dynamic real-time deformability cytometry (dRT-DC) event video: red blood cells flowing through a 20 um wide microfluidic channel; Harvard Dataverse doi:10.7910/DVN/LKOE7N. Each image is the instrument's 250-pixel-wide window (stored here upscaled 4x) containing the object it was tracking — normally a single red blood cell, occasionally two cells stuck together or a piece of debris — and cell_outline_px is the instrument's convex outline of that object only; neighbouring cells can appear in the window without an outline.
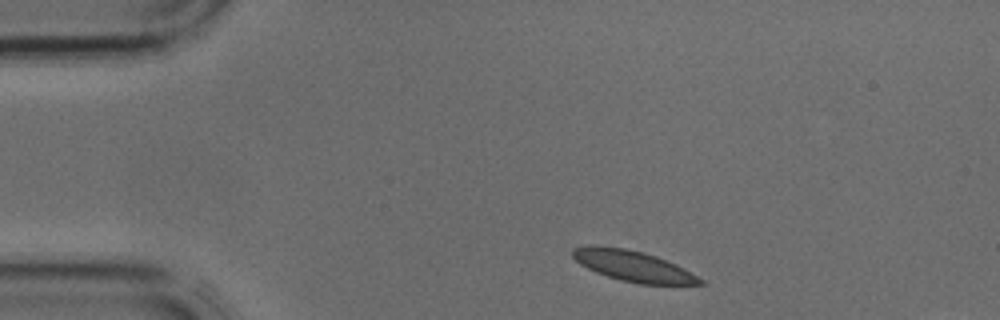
{"species": "common noctule bat (a hibernating species)", "species_latin": "Nyctalus noctula", "temperature_condition": "cold", "stored_images_in_passage": 2, "camera_frame_rate_fps": 3000, "um_per_image_px": 0.085, "animal": {"sex": "male", "body_mass_g": 17.9, "forearm_length_mm": 54.2}, "frame": {"image": 1, "passage_image": 1, "time_ms": 0.0, "image_size_px": [1000, 320], "cell_outline_px": [[708, 284], [640, 284], [620, 280], [596, 272], [580, 264], [572, 256], [572, 248], [588, 244], [592, 244], [624, 248], [644, 252], [656, 256], [676, 264], [704, 280]], "centroid_in_image_um": [53.78, 22.59], "position_along_channel_um": 31.2, "area_um2": 22.89}}